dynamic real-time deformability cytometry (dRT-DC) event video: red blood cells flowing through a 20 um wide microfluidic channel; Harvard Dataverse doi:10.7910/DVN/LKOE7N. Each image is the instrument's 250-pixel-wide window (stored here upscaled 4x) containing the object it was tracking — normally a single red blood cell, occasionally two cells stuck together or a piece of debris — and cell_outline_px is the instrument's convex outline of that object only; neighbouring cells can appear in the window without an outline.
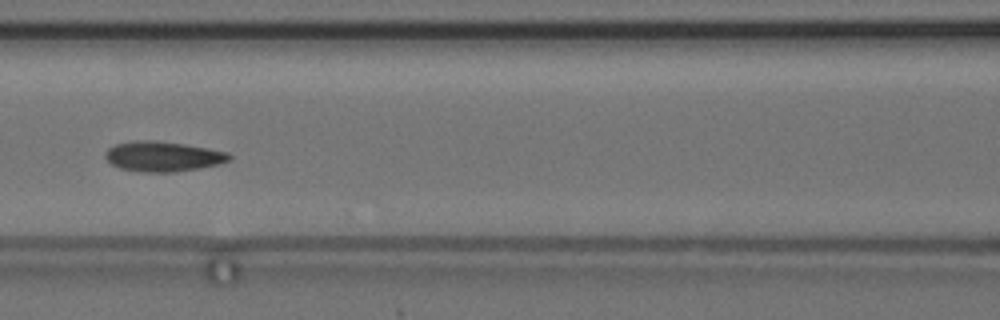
{"species": "common noctule bat (a hibernating species)", "species_latin": "Nyctalus noctula", "temperature_condition": "cold", "stored_images_in_passage": 8, "camera_frame_rate_fps": 3000, "um_per_image_px": 0.085, "animal": {"sex": "female", "body_mass_g": 24.6, "forearm_length_mm": 56.2}, "frame": {"image": 1, "passage_image": 7, "time_ms": 7.667, "image_size_px": [1000, 320], "cell_outline_px": [[232, 156], [228, 160], [216, 164], [200, 168], [176, 172], [144, 172], [120, 168], [112, 164], [104, 156], [104, 152], [108, 148], [116, 144], [132, 140], [152, 140], [184, 144], [208, 148], [228, 152]], "centroid_in_image_um": [13.82, 13.29], "position_along_channel_um": 152.8, "area_um2": 21.68}}